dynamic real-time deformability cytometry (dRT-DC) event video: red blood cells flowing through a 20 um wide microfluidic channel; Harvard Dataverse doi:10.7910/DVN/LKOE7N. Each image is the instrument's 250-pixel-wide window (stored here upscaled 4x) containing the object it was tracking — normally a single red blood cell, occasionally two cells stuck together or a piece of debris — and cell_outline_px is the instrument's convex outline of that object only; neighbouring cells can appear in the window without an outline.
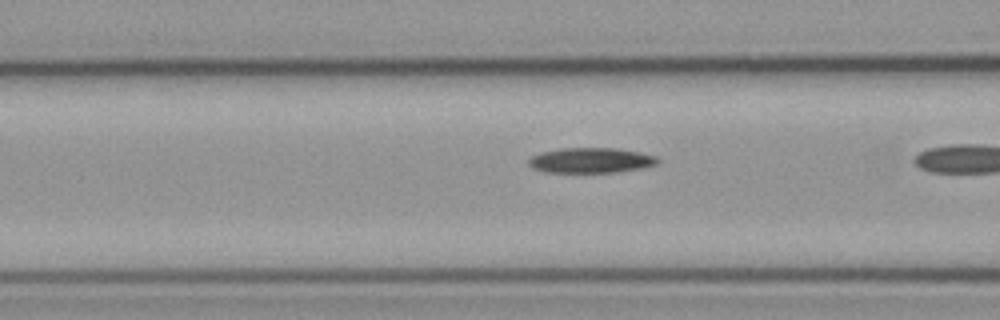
{"species": "common noctule bat (a hibernating species)", "species_latin": "Nyctalus noctula", "temperature_condition": "cold", "stored_images_in_passage": 20, "camera_frame_rate_fps": 3000, "um_per_image_px": 0.085, "animal": {"sex": "male", "body_mass_g": 23.1, "forearm_length_mm": 52.7}, "frame": {"image": 1, "passage_image": 19, "time_ms": 6.0, "image_size_px": [1000, 320], "cell_outline_px": [[660, 160], [656, 164], [640, 168], [616, 172], [544, 172], [532, 168], [528, 164], [528, 160], [532, 156], [540, 152], [560, 148], [616, 148], [640, 152], [656, 156]], "centroid_in_image_um": [50.19, 13.62], "position_along_channel_um": 116.4, "area_um2": 18.96}}